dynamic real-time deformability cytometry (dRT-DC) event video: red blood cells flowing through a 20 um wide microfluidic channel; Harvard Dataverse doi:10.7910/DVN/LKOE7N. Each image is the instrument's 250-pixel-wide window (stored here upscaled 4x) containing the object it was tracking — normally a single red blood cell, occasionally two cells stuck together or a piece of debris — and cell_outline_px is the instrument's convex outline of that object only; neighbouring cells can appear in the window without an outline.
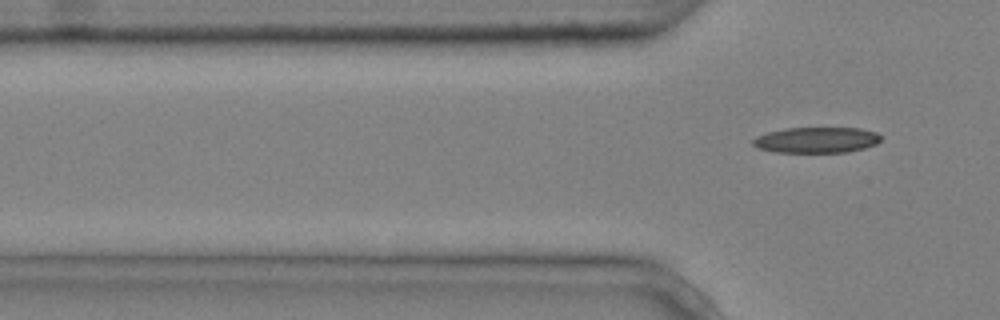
{"species": "common noctule bat (a hibernating species)", "species_latin": "Nyctalus noctula", "temperature_condition": "cold", "stored_images_in_passage": 5, "segment_of_instrument_passage": [3, 3], "camera_frame_rate_fps": 3000, "um_per_image_px": 0.085, "animal": {"sex": "male", "body_mass_g": 20.4}, "frame": {"image": 1, "passage_image": 5, "time_ms": 1.333, "image_size_px": [1000, 320], "cell_outline_px": [[880, 140], [876, 144], [864, 148], [848, 152], [776, 152], [756, 148], [752, 144], [752, 140], [756, 136], [768, 132], [788, 128], [860, 128], [876, 132], [880, 136]], "centroid_in_image_um": [69.38, 11.9], "position_along_channel_um": 56.4, "area_um2": 19.19}}